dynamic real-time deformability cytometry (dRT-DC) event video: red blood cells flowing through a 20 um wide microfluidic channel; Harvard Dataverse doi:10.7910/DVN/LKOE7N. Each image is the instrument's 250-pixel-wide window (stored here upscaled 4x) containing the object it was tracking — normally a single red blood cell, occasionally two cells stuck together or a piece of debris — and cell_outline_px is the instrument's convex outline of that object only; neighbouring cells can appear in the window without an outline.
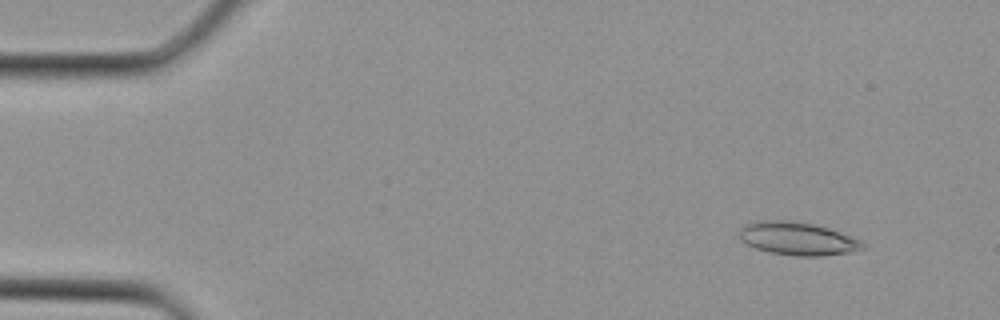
{"species": "Egyptian fruit bat (a non-hibernating species)", "species_latin": "Rousettus aegyptiacus", "temperature_condition": "cold", "stored_images_in_passage": 35, "camera_frame_rate_fps": 3000, "um_per_image_px": 0.085, "animal": {"sex": "female"}, "frame": {"image": 1, "passage_image": 4, "time_ms": 1.0, "image_size_px": [1000, 320], "cell_outline_px": [[864, 248], [852, 252], [824, 256], [796, 256], [768, 252], [756, 248], [740, 240], [740, 228], [744, 224], [756, 220], [788, 220], [812, 224], [828, 228], [860, 240], [864, 244]], "centroid_in_image_um": [67.76, 20.28], "position_along_channel_um": 17.2, "area_um2": 23.76}}
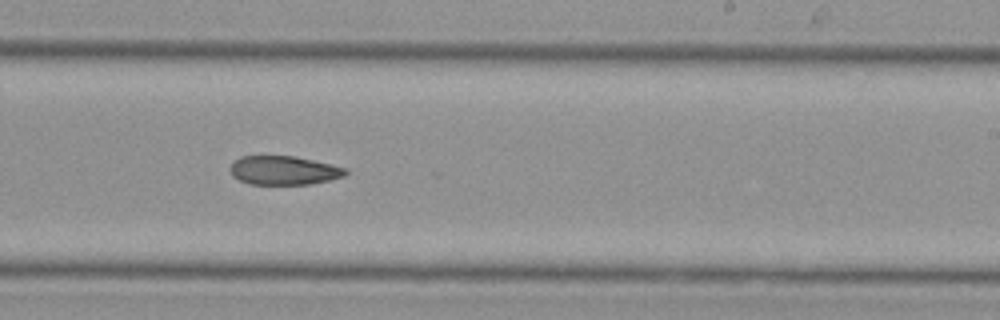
{"frame": {"image": 2, "passage_image": 22, "time_ms": 7.0, "image_size_px": [1000, 320], "cell_outline_px": [[348, 172], [344, 176], [328, 180], [308, 184], [248, 184], [232, 176], [228, 168], [240, 156], [296, 156], [348, 168]], "centroid_in_image_um": [24.11, 14.48], "position_along_channel_um": 264.9, "area_um2": 19.42}}
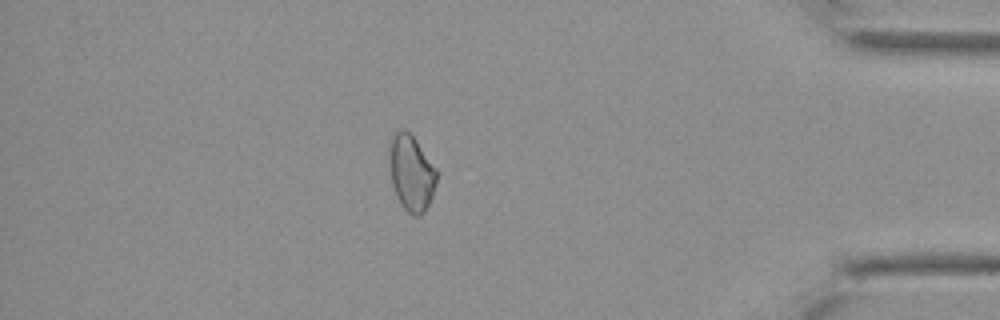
{"frame": {"image": 3, "passage_image": 31, "time_ms": 10.0, "image_size_px": [1000, 320], "cell_outline_px": [[436, 184], [432, 196], [424, 212], [420, 216], [412, 216], [404, 208], [392, 184], [388, 156], [388, 140], [400, 128], [404, 128], [416, 140], [436, 168]], "centroid_in_image_um": [34.94, 14.66], "position_along_channel_um": 400.3, "area_um2": 20.92}}